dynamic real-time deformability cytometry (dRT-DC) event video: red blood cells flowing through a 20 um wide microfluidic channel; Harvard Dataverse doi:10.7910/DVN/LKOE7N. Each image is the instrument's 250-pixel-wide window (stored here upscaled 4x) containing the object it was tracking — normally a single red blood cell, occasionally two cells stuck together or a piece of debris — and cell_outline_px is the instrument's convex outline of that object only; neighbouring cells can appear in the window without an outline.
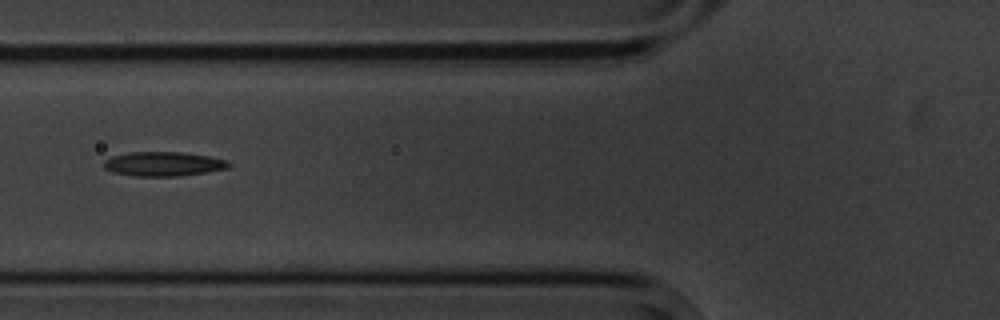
{"species": "common noctule bat (a hibernating species)", "species_latin": "Nyctalus noctula", "temperature_condition": "cold", "stored_images_in_passage": 15, "camera_frame_rate_fps": 3000, "um_per_image_px": 0.085, "animal": {"sex": "male", "body_mass_g": 20.1, "forearm_length_mm": 53.5}, "frame": {"image": 1, "passage_image": 6, "time_ms": 6.667, "image_size_px": [1000, 320], "cell_outline_px": [[232, 164], [228, 168], [204, 172], [176, 176], [132, 176], [112, 172], [104, 168], [104, 160], [112, 156], [132, 152], [184, 152], [208, 156], [228, 160]], "centroid_in_image_um": [13.88, 13.93], "position_along_channel_um": 111.9, "area_um2": 17.69}}
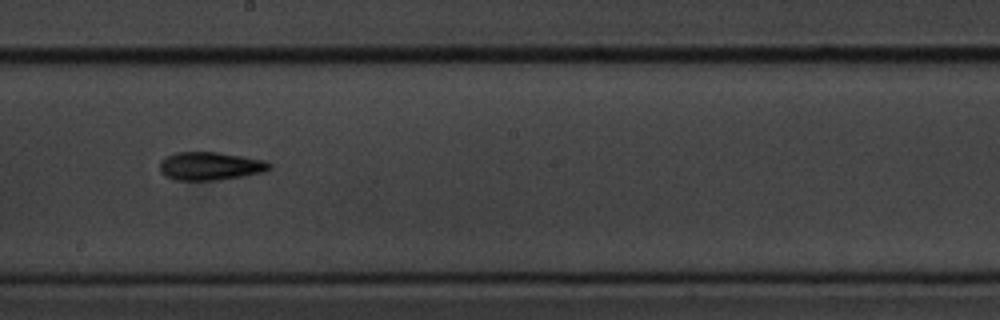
{"frame": {"image": 2, "passage_image": 9, "time_ms": 10.0, "image_size_px": [1000, 320], "cell_outline_px": [[272, 168], [264, 172], [216, 180], [176, 180], [164, 176], [160, 172], [160, 160], [164, 156], [176, 152], [216, 152], [264, 160], [272, 164]], "centroid_in_image_um": [17.82, 14.11], "position_along_channel_um": 230.4, "area_um2": 18.03}}
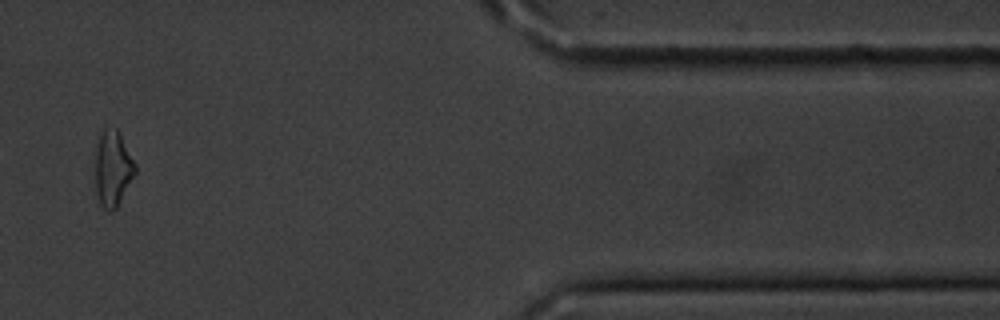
{"frame": {"image": 3, "passage_image": 14, "time_ms": 16.0, "image_size_px": [1000, 320], "cell_outline_px": [[136, 172], [116, 208], [112, 212], [108, 212], [100, 204], [96, 192], [92, 152], [96, 136], [104, 128], [116, 128], [120, 132], [136, 164]], "centroid_in_image_um": [9.51, 14.25], "position_along_channel_um": 401.9, "area_um2": 18.61}}